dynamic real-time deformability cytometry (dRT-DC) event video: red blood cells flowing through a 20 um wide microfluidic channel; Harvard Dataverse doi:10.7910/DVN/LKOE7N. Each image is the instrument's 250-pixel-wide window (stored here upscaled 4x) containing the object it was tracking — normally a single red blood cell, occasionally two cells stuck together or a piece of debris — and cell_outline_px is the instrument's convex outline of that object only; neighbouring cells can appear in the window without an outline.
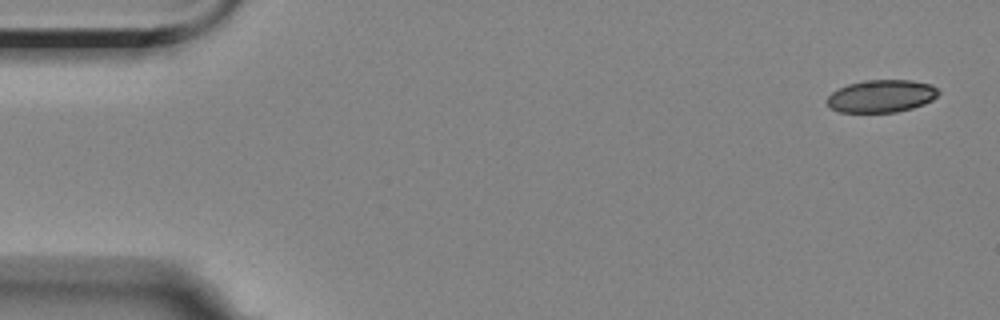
{"species": "Egyptian fruit bat (a non-hibernating species)", "species_latin": "Rousettus aegyptiacus", "temperature_condition": "room temperature", "stored_images_in_passage": 4, "camera_frame_rate_fps": 3000, "um_per_image_px": 0.085, "animal": {"sex": "female"}, "frame": {"image": 1, "passage_image": 1, "time_ms": 0.0, "image_size_px": [1000, 320], "cell_outline_px": [[940, 92], [932, 100], [924, 104], [912, 108], [896, 112], [840, 112], [828, 108], [824, 100], [832, 92], [848, 84], [864, 80], [912, 80], [932, 84]], "centroid_in_image_um": [74.89, 8.17], "position_along_channel_um": 10.1, "area_um2": 21.33}}